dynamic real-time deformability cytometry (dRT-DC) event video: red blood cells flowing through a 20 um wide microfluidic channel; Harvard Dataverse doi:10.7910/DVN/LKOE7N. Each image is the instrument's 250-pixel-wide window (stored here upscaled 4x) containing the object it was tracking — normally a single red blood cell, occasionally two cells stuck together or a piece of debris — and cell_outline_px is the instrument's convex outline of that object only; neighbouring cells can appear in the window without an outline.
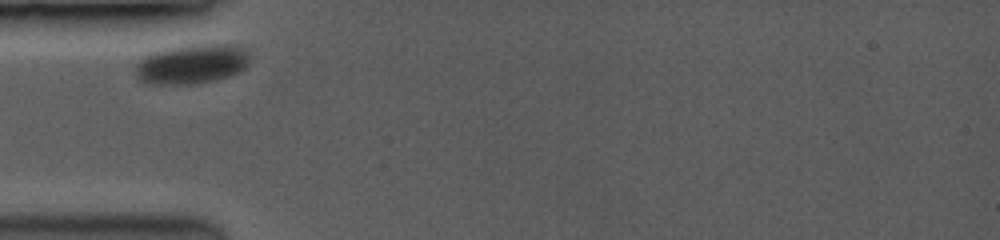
{"species": "common noctule bat (a hibernating species)", "species_latin": "Nyctalus noctula", "temperature_condition": "room temperature", "stored_images_in_passage": 28, "camera_frame_rate_fps": 3500, "um_per_image_px": 0.085, "animal": {"sex": "female", "body_mass_g": 19.0, "forearm_length_mm": 53.3}, "frame": {"image": 1, "passage_image": 1, "time_ms": 0.0, "image_size_px": [1000, 240], "cell_outline_px": [[248, 60], [244, 68], [240, 72], [212, 80], [188, 84], [152, 84], [140, 80], [136, 76], [136, 64], [144, 56], [152, 52], [164, 48], [192, 44], [228, 44], [240, 48], [248, 52]], "centroid_in_image_um": [16.25, 5.43], "position_along_channel_um": 68.8, "area_um2": 26.13}}
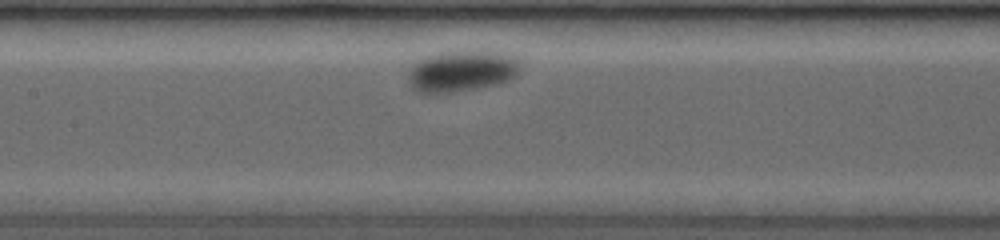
{"frame": {"image": 2, "passage_image": 23, "time_ms": 3.143, "image_size_px": [1000, 240], "cell_outline_px": [[520, 68], [516, 76], [508, 80], [496, 84], [468, 88], [432, 92], [420, 92], [412, 88], [408, 80], [408, 72], [412, 64], [428, 56], [440, 52], [504, 52], [520, 56]], "centroid_in_image_um": [39.3, 6.0], "position_along_channel_um": 168.1, "area_um2": 26.24}}